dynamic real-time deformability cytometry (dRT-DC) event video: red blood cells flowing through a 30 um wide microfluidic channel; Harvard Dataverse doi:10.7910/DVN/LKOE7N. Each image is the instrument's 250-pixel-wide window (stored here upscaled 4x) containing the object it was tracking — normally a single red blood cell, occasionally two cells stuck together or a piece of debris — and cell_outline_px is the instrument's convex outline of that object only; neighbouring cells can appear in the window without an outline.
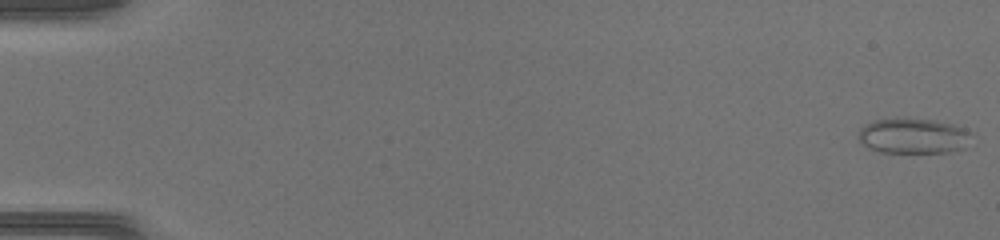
{"species": "common noctule bat (a hibernating species)", "species_latin": "Nyctalus noctula", "temperature_condition": "warm", "stored_images_in_passage": 14, "camera_frame_rate_fps": 3000, "um_per_image_px": 0.085, "animal": {"sex": "female", "body_mass_g": 17.0, "forearm_length_mm": 48.0}, "frame": {"image": 1, "passage_image": 1, "time_ms": 0.0, "image_size_px": [1000, 240], "cell_outline_px": [[968, 132], [964, 148], [948, 152], [880, 152], [868, 148], [860, 140], [860, 128], [872, 120], [896, 116], [936, 120], [952, 124], [964, 128]], "centroid_in_image_um": [77.55, 11.51], "position_along_channel_um": 7.4, "area_um2": 23.29}}